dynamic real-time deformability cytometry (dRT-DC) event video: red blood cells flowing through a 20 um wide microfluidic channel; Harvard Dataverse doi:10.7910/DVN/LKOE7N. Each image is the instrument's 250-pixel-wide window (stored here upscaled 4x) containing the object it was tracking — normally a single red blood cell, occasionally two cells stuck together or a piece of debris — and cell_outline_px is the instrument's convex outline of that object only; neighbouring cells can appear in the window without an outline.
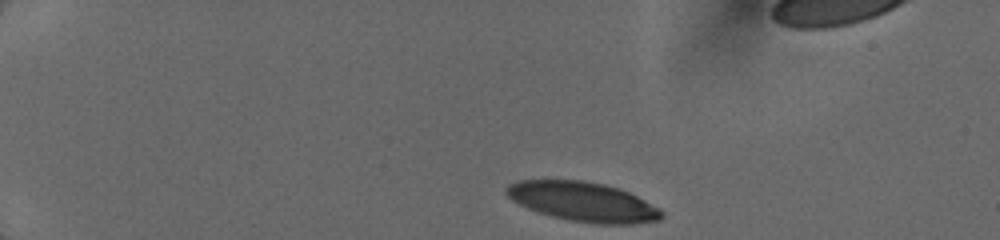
{"species": "human", "species_latin": "Homo sapiens", "temperature_condition": "cold", "stored_images_in_passage": 36, "camera_frame_rate_fps": 3000, "um_per_image_px": 0.085, "donor": {"sex": "female"}, "frame": {"image": 1, "passage_image": 1, "time_ms": 0.0, "image_size_px": [1000, 240], "cell_outline_px": [[664, 216], [660, 220], [632, 224], [596, 224], [568, 220], [536, 212], [512, 200], [504, 192], [504, 188], [508, 184], [516, 180], [584, 180], [604, 184], [620, 188], [660, 208], [664, 212]], "centroid_in_image_um": [49.55, 17.14], "position_along_channel_um": 35.5, "area_um2": 35.95}}
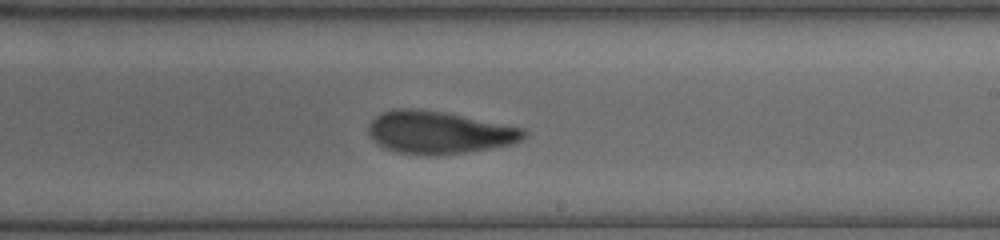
{"frame": {"image": 2, "passage_image": 21, "time_ms": 7.333, "image_size_px": [1000, 240], "cell_outline_px": [[528, 136], [516, 144], [492, 148], [436, 156], [428, 156], [396, 152], [372, 140], [368, 132], [368, 124], [380, 112], [392, 108], [416, 108], [444, 112], [524, 128], [528, 132]], "centroid_in_image_um": [37.33, 11.26], "position_along_channel_um": 251.7, "area_um2": 38.96}}
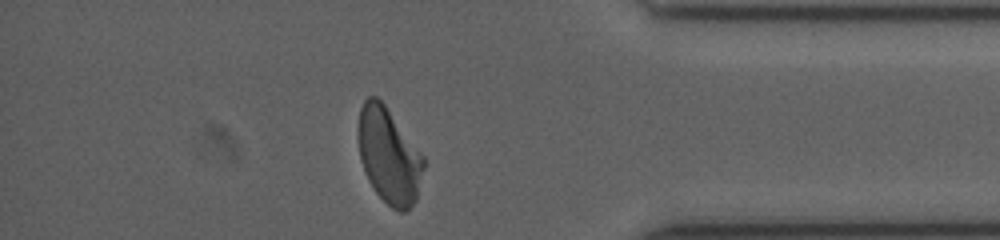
{"frame": {"image": 3, "passage_image": 35, "time_ms": 11.333, "image_size_px": [1000, 240], "cell_outline_px": [[424, 168], [416, 200], [404, 212], [400, 212], [392, 208], [376, 192], [368, 180], [360, 160], [356, 132], [360, 108], [364, 100], [368, 96], [376, 96], [384, 104], [424, 156]], "centroid_in_image_um": [33.03, 13.21], "position_along_channel_um": 402.2, "area_um2": 36.47}}